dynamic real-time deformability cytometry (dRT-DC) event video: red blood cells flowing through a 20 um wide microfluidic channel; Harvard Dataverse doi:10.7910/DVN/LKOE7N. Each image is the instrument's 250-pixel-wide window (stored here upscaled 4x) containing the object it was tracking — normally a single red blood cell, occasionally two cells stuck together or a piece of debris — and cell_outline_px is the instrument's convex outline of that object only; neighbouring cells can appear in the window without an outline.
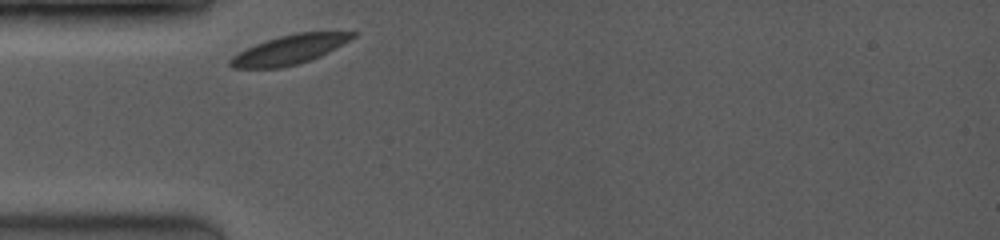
{"species": "common noctule bat (a hibernating species)", "species_latin": "Nyctalus noctula", "temperature_condition": "room temperature", "stored_images_in_passage": 43, "camera_frame_rate_fps": 3500, "um_per_image_px": 0.085, "animal": {"sex": "female", "body_mass_g": 19.0, "forearm_length_mm": 53.3}, "frame": {"image": 1, "passage_image": 1, "time_ms": 0.0, "image_size_px": [1000, 240], "cell_outline_px": [[356, 36], [328, 52], [320, 56], [296, 64], [280, 68], [232, 68], [228, 64], [228, 60], [232, 56], [256, 44], [280, 36], [296, 32], [356, 32]], "centroid_in_image_um": [24.57, 4.23], "position_along_channel_um": 60.4, "area_um2": 20.46}}
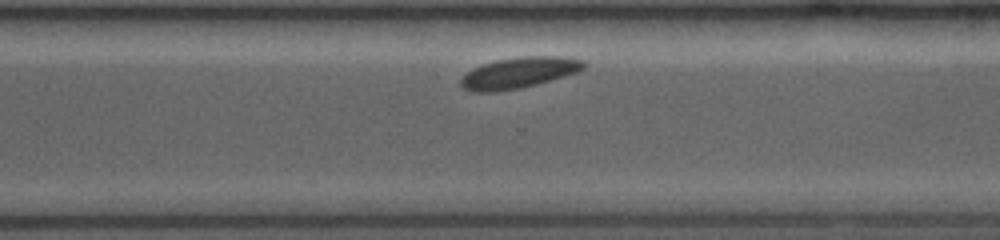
{"frame": {"image": 2, "passage_image": 32, "time_ms": 7.143, "image_size_px": [1000, 240], "cell_outline_px": [[588, 64], [584, 68], [576, 72], [536, 84], [496, 92], [472, 92], [464, 88], [460, 84], [460, 80], [472, 68], [484, 64], [500, 60], [524, 56], [560, 56], [584, 60]], "centroid_in_image_um": [44.12, 6.18], "position_along_channel_um": 326.5, "area_um2": 21.79}}
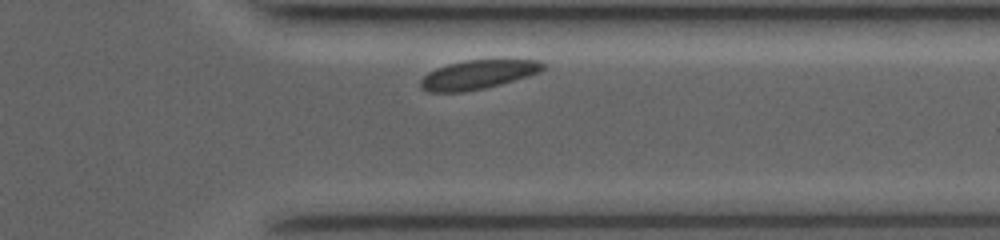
{"frame": {"image": 3, "passage_image": 39, "time_ms": 8.286, "image_size_px": [1000, 240], "cell_outline_px": [[544, 68], [540, 72], [500, 84], [484, 88], [464, 92], [428, 92], [420, 88], [420, 80], [428, 72], [436, 68], [448, 64], [464, 60], [540, 60], [544, 64]], "centroid_in_image_um": [40.58, 6.34], "position_along_channel_um": 370.8, "area_um2": 20.58}, "authors_computed_cell_mechanics": {"area_um2": 21.5594, "velocity_mm_per_s": 3.7676, "shape_relaxation_time_tau1_ms": 1.2697, "shape_relaxation_time_tau2_ms": null, "deformation_change_tau1": 0.0538, "deformation_change_tau2": null}}